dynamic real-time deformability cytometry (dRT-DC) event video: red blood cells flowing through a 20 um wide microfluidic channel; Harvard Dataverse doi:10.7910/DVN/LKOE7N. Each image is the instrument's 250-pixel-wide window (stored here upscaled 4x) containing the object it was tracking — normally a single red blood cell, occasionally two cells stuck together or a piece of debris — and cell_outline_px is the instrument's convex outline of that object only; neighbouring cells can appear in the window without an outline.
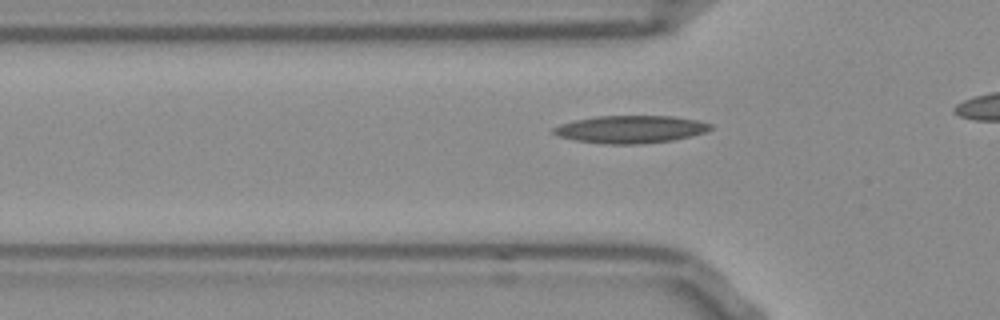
{"species": "Egyptian fruit bat (a non-hibernating species)", "species_latin": "Rousettus aegyptiacus", "temperature_condition": "room temperature", "stored_images_in_passage": 36, "camera_frame_rate_fps": 3000, "um_per_image_px": 0.085, "frame": {"image": 1, "passage_image": 11, "time_ms": 3.333, "image_size_px": [1000, 320], "cell_outline_px": [[712, 128], [704, 132], [692, 136], [672, 140], [640, 144], [604, 144], [576, 140], [560, 136], [552, 132], [552, 128], [560, 124], [576, 120], [596, 116], [672, 116], [696, 120], [712, 124]], "centroid_in_image_um": [53.6, 10.99], "position_along_channel_um": 72.2, "area_um2": 25.09}}
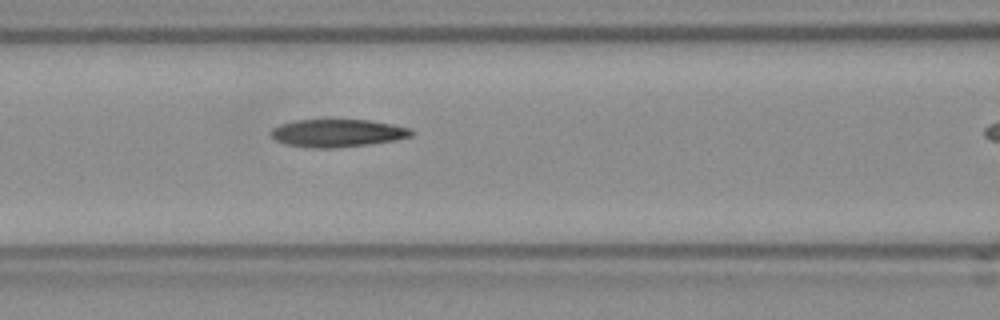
{"frame": {"image": 2, "passage_image": 16, "time_ms": 5.0, "image_size_px": [1000, 320], "cell_outline_px": [[416, 132], [412, 136], [396, 140], [368, 144], [332, 148], [316, 148], [288, 144], [276, 140], [272, 136], [272, 128], [280, 124], [296, 120], [368, 120], [392, 124], [412, 128]], "centroid_in_image_um": [28.75, 11.3], "position_along_channel_um": 137.8, "area_um2": 22.54}}